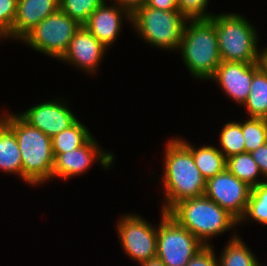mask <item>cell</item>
<instances>
[{"mask_svg":"<svg viewBox=\"0 0 267 266\" xmlns=\"http://www.w3.org/2000/svg\"><path fill=\"white\" fill-rule=\"evenodd\" d=\"M164 151L162 211L167 213L182 200L204 196L207 181L197 168L192 152L178 137L168 140Z\"/></svg>","mask_w":267,"mask_h":266,"instance_id":"cell-1","label":"cell"},{"mask_svg":"<svg viewBox=\"0 0 267 266\" xmlns=\"http://www.w3.org/2000/svg\"><path fill=\"white\" fill-rule=\"evenodd\" d=\"M0 120L16 136L22 156V180L30 185H40L52 180L54 155L52 138L30 126L17 113L0 114Z\"/></svg>","mask_w":267,"mask_h":266,"instance_id":"cell-2","label":"cell"},{"mask_svg":"<svg viewBox=\"0 0 267 266\" xmlns=\"http://www.w3.org/2000/svg\"><path fill=\"white\" fill-rule=\"evenodd\" d=\"M187 22L178 51L194 78L209 80L222 61L215 23L211 18L188 19Z\"/></svg>","mask_w":267,"mask_h":266,"instance_id":"cell-3","label":"cell"},{"mask_svg":"<svg viewBox=\"0 0 267 266\" xmlns=\"http://www.w3.org/2000/svg\"><path fill=\"white\" fill-rule=\"evenodd\" d=\"M180 226L188 229L205 246L209 240L232 230L238 221L205 195L175 204L168 212Z\"/></svg>","mask_w":267,"mask_h":266,"instance_id":"cell-4","label":"cell"},{"mask_svg":"<svg viewBox=\"0 0 267 266\" xmlns=\"http://www.w3.org/2000/svg\"><path fill=\"white\" fill-rule=\"evenodd\" d=\"M215 23L220 58L222 61L258 63L261 50L258 47L256 28L238 13H221L211 17Z\"/></svg>","mask_w":267,"mask_h":266,"instance_id":"cell-5","label":"cell"},{"mask_svg":"<svg viewBox=\"0 0 267 266\" xmlns=\"http://www.w3.org/2000/svg\"><path fill=\"white\" fill-rule=\"evenodd\" d=\"M187 18L178 10H160L143 5L131 15V25L151 47L179 49Z\"/></svg>","mask_w":267,"mask_h":266,"instance_id":"cell-6","label":"cell"},{"mask_svg":"<svg viewBox=\"0 0 267 266\" xmlns=\"http://www.w3.org/2000/svg\"><path fill=\"white\" fill-rule=\"evenodd\" d=\"M80 27V24L58 9L30 30L21 41L37 52L60 60Z\"/></svg>","mask_w":267,"mask_h":266,"instance_id":"cell-7","label":"cell"},{"mask_svg":"<svg viewBox=\"0 0 267 266\" xmlns=\"http://www.w3.org/2000/svg\"><path fill=\"white\" fill-rule=\"evenodd\" d=\"M157 227V254L166 266H186L205 245L188 229L161 210Z\"/></svg>","mask_w":267,"mask_h":266,"instance_id":"cell-8","label":"cell"},{"mask_svg":"<svg viewBox=\"0 0 267 266\" xmlns=\"http://www.w3.org/2000/svg\"><path fill=\"white\" fill-rule=\"evenodd\" d=\"M117 221V233L123 251L130 259L142 263L156 257L157 227L142 216L123 214Z\"/></svg>","mask_w":267,"mask_h":266,"instance_id":"cell-9","label":"cell"},{"mask_svg":"<svg viewBox=\"0 0 267 266\" xmlns=\"http://www.w3.org/2000/svg\"><path fill=\"white\" fill-rule=\"evenodd\" d=\"M54 155L53 178L67 180L89 171L94 162L100 163L104 169H111L114 163V154L100 148L98 142L92 135L82 146L75 150ZM97 160V161H96ZM83 173V174H82Z\"/></svg>","mask_w":267,"mask_h":266,"instance_id":"cell-10","label":"cell"},{"mask_svg":"<svg viewBox=\"0 0 267 266\" xmlns=\"http://www.w3.org/2000/svg\"><path fill=\"white\" fill-rule=\"evenodd\" d=\"M251 189L246 183L225 169L207 180L205 196L239 222L245 214Z\"/></svg>","mask_w":267,"mask_h":266,"instance_id":"cell-11","label":"cell"},{"mask_svg":"<svg viewBox=\"0 0 267 266\" xmlns=\"http://www.w3.org/2000/svg\"><path fill=\"white\" fill-rule=\"evenodd\" d=\"M66 104L59 99H54L36 104L18 115L30 126L53 138L78 120Z\"/></svg>","mask_w":267,"mask_h":266,"instance_id":"cell-12","label":"cell"},{"mask_svg":"<svg viewBox=\"0 0 267 266\" xmlns=\"http://www.w3.org/2000/svg\"><path fill=\"white\" fill-rule=\"evenodd\" d=\"M258 63L221 61L215 75L210 79L215 81L224 94L243 106L250 93L253 75L260 69Z\"/></svg>","mask_w":267,"mask_h":266,"instance_id":"cell-13","label":"cell"},{"mask_svg":"<svg viewBox=\"0 0 267 266\" xmlns=\"http://www.w3.org/2000/svg\"><path fill=\"white\" fill-rule=\"evenodd\" d=\"M107 48L85 27L81 26L69 42L68 48L59 61L70 63L85 73L94 74L102 62Z\"/></svg>","mask_w":267,"mask_h":266,"instance_id":"cell-14","label":"cell"},{"mask_svg":"<svg viewBox=\"0 0 267 266\" xmlns=\"http://www.w3.org/2000/svg\"><path fill=\"white\" fill-rule=\"evenodd\" d=\"M106 1V2H105ZM108 0H104L96 10L90 15L89 20L84 25L94 35L99 42L107 49L117 39L126 20L131 23V14L124 8L112 2L108 6Z\"/></svg>","mask_w":267,"mask_h":266,"instance_id":"cell-15","label":"cell"},{"mask_svg":"<svg viewBox=\"0 0 267 266\" xmlns=\"http://www.w3.org/2000/svg\"><path fill=\"white\" fill-rule=\"evenodd\" d=\"M59 9V0H18L13 29L6 39L22 40L35 26Z\"/></svg>","mask_w":267,"mask_h":266,"instance_id":"cell-16","label":"cell"},{"mask_svg":"<svg viewBox=\"0 0 267 266\" xmlns=\"http://www.w3.org/2000/svg\"><path fill=\"white\" fill-rule=\"evenodd\" d=\"M178 139L192 152L194 162L206 181L226 169V158L219 148L211 145L195 148L187 140Z\"/></svg>","mask_w":267,"mask_h":266,"instance_id":"cell-17","label":"cell"},{"mask_svg":"<svg viewBox=\"0 0 267 266\" xmlns=\"http://www.w3.org/2000/svg\"><path fill=\"white\" fill-rule=\"evenodd\" d=\"M22 156L14 133L0 120V170L22 179Z\"/></svg>","mask_w":267,"mask_h":266,"instance_id":"cell-18","label":"cell"},{"mask_svg":"<svg viewBox=\"0 0 267 266\" xmlns=\"http://www.w3.org/2000/svg\"><path fill=\"white\" fill-rule=\"evenodd\" d=\"M226 169L251 188L267 182V179L262 177L263 175L259 166L249 152L236 154L227 158ZM260 175L262 179H260Z\"/></svg>","mask_w":267,"mask_h":266,"instance_id":"cell-19","label":"cell"},{"mask_svg":"<svg viewBox=\"0 0 267 266\" xmlns=\"http://www.w3.org/2000/svg\"><path fill=\"white\" fill-rule=\"evenodd\" d=\"M244 105L250 118L267 119V74L260 68L252 78Z\"/></svg>","mask_w":267,"mask_h":266,"instance_id":"cell-20","label":"cell"},{"mask_svg":"<svg viewBox=\"0 0 267 266\" xmlns=\"http://www.w3.org/2000/svg\"><path fill=\"white\" fill-rule=\"evenodd\" d=\"M219 256L220 266H257L259 263L255 254L237 234L230 237Z\"/></svg>","mask_w":267,"mask_h":266,"instance_id":"cell-21","label":"cell"},{"mask_svg":"<svg viewBox=\"0 0 267 266\" xmlns=\"http://www.w3.org/2000/svg\"><path fill=\"white\" fill-rule=\"evenodd\" d=\"M92 134L87 127L77 120L68 129L62 130L52 138L53 154L70 152L82 146Z\"/></svg>","mask_w":267,"mask_h":266,"instance_id":"cell-22","label":"cell"},{"mask_svg":"<svg viewBox=\"0 0 267 266\" xmlns=\"http://www.w3.org/2000/svg\"><path fill=\"white\" fill-rule=\"evenodd\" d=\"M219 143L221 147V149L219 147V150L223 153L226 159L230 156L244 153L245 143L241 121H232L224 124L219 134Z\"/></svg>","mask_w":267,"mask_h":266,"instance_id":"cell-23","label":"cell"},{"mask_svg":"<svg viewBox=\"0 0 267 266\" xmlns=\"http://www.w3.org/2000/svg\"><path fill=\"white\" fill-rule=\"evenodd\" d=\"M249 218L257 223L267 225V182L251 189L245 214L238 223H244Z\"/></svg>","mask_w":267,"mask_h":266,"instance_id":"cell-24","label":"cell"},{"mask_svg":"<svg viewBox=\"0 0 267 266\" xmlns=\"http://www.w3.org/2000/svg\"><path fill=\"white\" fill-rule=\"evenodd\" d=\"M245 152L251 153L267 143V119L248 118L241 121Z\"/></svg>","mask_w":267,"mask_h":266,"instance_id":"cell-25","label":"cell"},{"mask_svg":"<svg viewBox=\"0 0 267 266\" xmlns=\"http://www.w3.org/2000/svg\"><path fill=\"white\" fill-rule=\"evenodd\" d=\"M104 0H59V9L84 26Z\"/></svg>","mask_w":267,"mask_h":266,"instance_id":"cell-26","label":"cell"},{"mask_svg":"<svg viewBox=\"0 0 267 266\" xmlns=\"http://www.w3.org/2000/svg\"><path fill=\"white\" fill-rule=\"evenodd\" d=\"M210 0H178L177 9L187 19H207L214 14L206 10Z\"/></svg>","mask_w":267,"mask_h":266,"instance_id":"cell-27","label":"cell"},{"mask_svg":"<svg viewBox=\"0 0 267 266\" xmlns=\"http://www.w3.org/2000/svg\"><path fill=\"white\" fill-rule=\"evenodd\" d=\"M18 0H0V32L6 36L14 25Z\"/></svg>","mask_w":267,"mask_h":266,"instance_id":"cell-28","label":"cell"},{"mask_svg":"<svg viewBox=\"0 0 267 266\" xmlns=\"http://www.w3.org/2000/svg\"><path fill=\"white\" fill-rule=\"evenodd\" d=\"M212 245L205 246L194 255L186 266H220L218 257Z\"/></svg>","mask_w":267,"mask_h":266,"instance_id":"cell-29","label":"cell"},{"mask_svg":"<svg viewBox=\"0 0 267 266\" xmlns=\"http://www.w3.org/2000/svg\"><path fill=\"white\" fill-rule=\"evenodd\" d=\"M251 155L263 175L267 179V143L251 152Z\"/></svg>","mask_w":267,"mask_h":266,"instance_id":"cell-30","label":"cell"},{"mask_svg":"<svg viewBox=\"0 0 267 266\" xmlns=\"http://www.w3.org/2000/svg\"><path fill=\"white\" fill-rule=\"evenodd\" d=\"M178 0H147L145 6L170 11L177 9Z\"/></svg>","mask_w":267,"mask_h":266,"instance_id":"cell-31","label":"cell"},{"mask_svg":"<svg viewBox=\"0 0 267 266\" xmlns=\"http://www.w3.org/2000/svg\"><path fill=\"white\" fill-rule=\"evenodd\" d=\"M111 1V0H110ZM147 0H112L114 4L126 9L131 15L146 4Z\"/></svg>","mask_w":267,"mask_h":266,"instance_id":"cell-32","label":"cell"},{"mask_svg":"<svg viewBox=\"0 0 267 266\" xmlns=\"http://www.w3.org/2000/svg\"><path fill=\"white\" fill-rule=\"evenodd\" d=\"M259 64L263 71L267 74V47L261 50Z\"/></svg>","mask_w":267,"mask_h":266,"instance_id":"cell-33","label":"cell"},{"mask_svg":"<svg viewBox=\"0 0 267 266\" xmlns=\"http://www.w3.org/2000/svg\"><path fill=\"white\" fill-rule=\"evenodd\" d=\"M139 266H166V265L158 257H155L140 263Z\"/></svg>","mask_w":267,"mask_h":266,"instance_id":"cell-34","label":"cell"},{"mask_svg":"<svg viewBox=\"0 0 267 266\" xmlns=\"http://www.w3.org/2000/svg\"><path fill=\"white\" fill-rule=\"evenodd\" d=\"M5 39L6 37L0 32V39Z\"/></svg>","mask_w":267,"mask_h":266,"instance_id":"cell-35","label":"cell"}]
</instances>
